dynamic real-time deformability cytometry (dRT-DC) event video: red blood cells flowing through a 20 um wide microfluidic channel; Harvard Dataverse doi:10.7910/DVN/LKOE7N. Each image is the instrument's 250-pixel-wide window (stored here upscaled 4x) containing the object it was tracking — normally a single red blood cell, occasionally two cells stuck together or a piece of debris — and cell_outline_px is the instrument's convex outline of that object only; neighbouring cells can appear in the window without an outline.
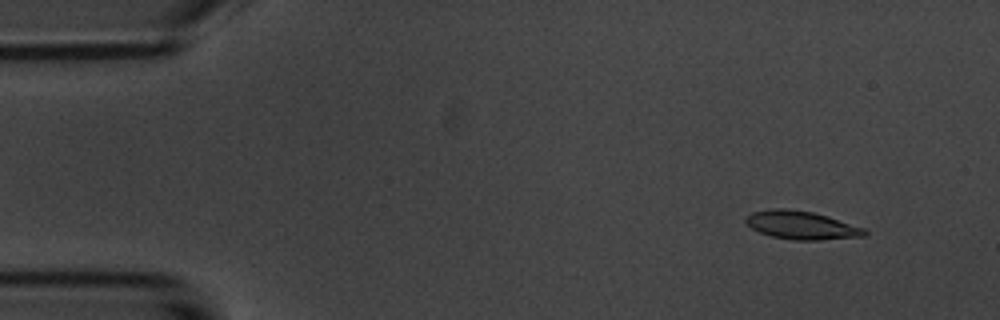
{"species": "common noctule bat (a hibernating species)", "species_latin": "Nyctalus noctula", "temperature_condition": "room temperature", "stored_images_in_passage": 4, "camera_frame_rate_fps": 3000, "um_per_image_px": 0.085, "animal": {"sex": "male", "body_mass_g": 20.1, "forearm_length_mm": 53.5}, "frame": {"image": 1, "passage_image": 2, "time_ms": 1.333, "image_size_px": [1000, 320], "cell_outline_px": [[868, 232], [864, 236], [820, 240], [792, 240], [772, 236], [760, 232], [752, 228], [744, 220], [752, 212], [772, 208], [784, 208], [812, 212], [828, 216], [864, 228]], "centroid_in_image_um": [68.13, 19.14], "position_along_channel_um": 16.9, "area_um2": 19.42}}